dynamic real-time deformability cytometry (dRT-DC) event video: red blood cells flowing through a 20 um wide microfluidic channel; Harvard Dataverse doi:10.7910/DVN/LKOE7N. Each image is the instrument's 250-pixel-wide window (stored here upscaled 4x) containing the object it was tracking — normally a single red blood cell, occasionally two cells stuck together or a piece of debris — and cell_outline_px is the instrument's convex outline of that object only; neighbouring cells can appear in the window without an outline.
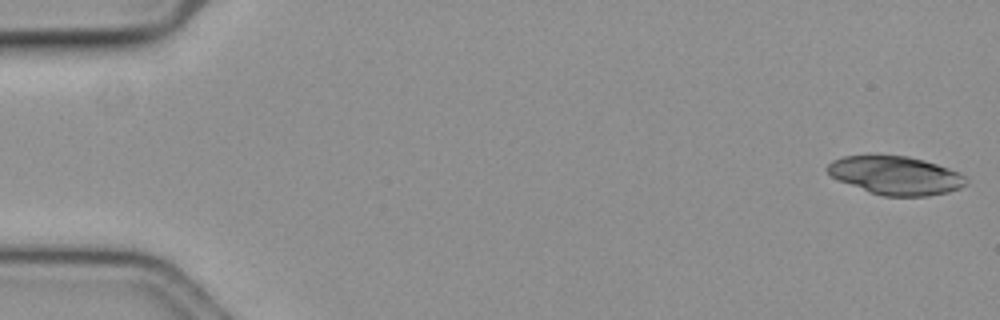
{"species": "common noctule bat (a hibernating species)", "species_latin": "Nyctalus noctula", "temperature_condition": "cold", "stored_images_in_passage": 26, "camera_frame_rate_fps": 3000, "um_per_image_px": 0.085, "animal": {"sex": "female", "body_mass_g": 19.3, "forearm_length_mm": 54.1}, "frame": {"image": 1, "passage_image": 1, "time_ms": 0.0, "image_size_px": [1000, 320], "cell_outline_px": [[968, 184], [960, 188], [948, 192], [928, 196], [884, 196], [868, 192], [840, 180], [832, 176], [828, 172], [828, 164], [832, 160], [844, 156], [868, 152], [872, 152], [908, 156], [924, 160], [960, 172], [964, 176]], "centroid_in_image_um": [76.11, 14.87], "position_along_channel_um": 8.9, "area_um2": 31.73}}